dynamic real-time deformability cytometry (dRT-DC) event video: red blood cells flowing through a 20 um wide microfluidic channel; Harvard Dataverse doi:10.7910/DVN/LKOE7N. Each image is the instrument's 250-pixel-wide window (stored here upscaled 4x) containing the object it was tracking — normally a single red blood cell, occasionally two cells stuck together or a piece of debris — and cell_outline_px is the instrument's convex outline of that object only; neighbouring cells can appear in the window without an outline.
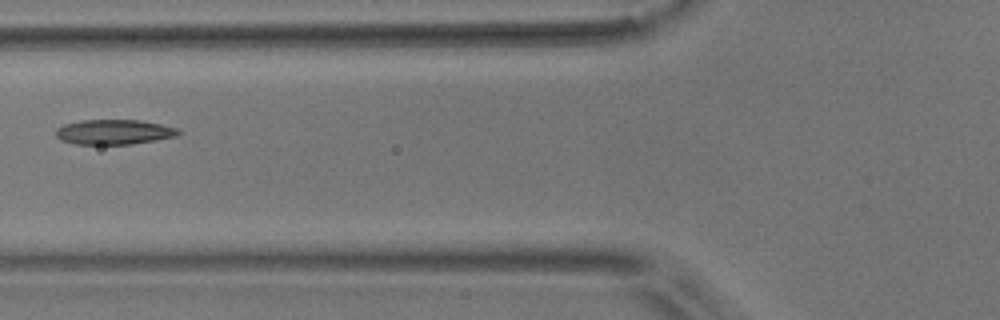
{"species": "common noctule bat (a hibernating species)", "species_latin": "Nyctalus noctula", "temperature_condition": "room temperature", "stored_images_in_passage": 9, "camera_frame_rate_fps": 3000, "um_per_image_px": 0.085, "animal": {"sex": "male", "body_mass_g": 17.9}, "frame": {"image": 1, "passage_image": 6, "time_ms": 7.0, "image_size_px": [1000, 320], "cell_outline_px": [[180, 132], [176, 136], [156, 140], [132, 144], [72, 144], [60, 140], [56, 136], [56, 128], [64, 124], [84, 120], [140, 120], [160, 124], [176, 128]], "centroid_in_image_um": [9.65, 11.22], "position_along_channel_um": 116.2, "area_um2": 17.74}}
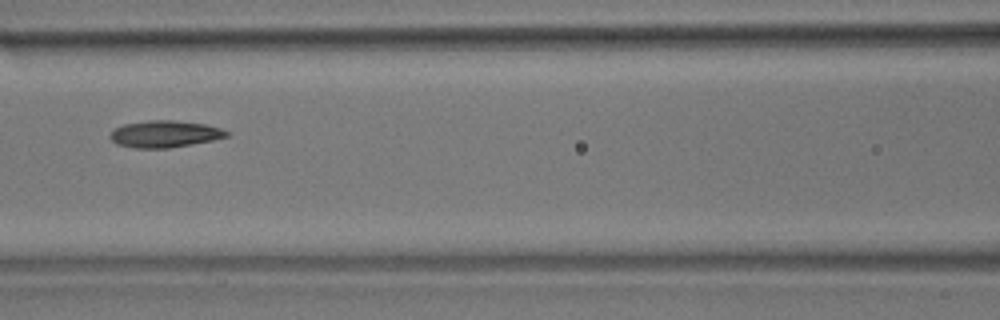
{"frame": {"image": 2, "passage_image": 7, "time_ms": 8.0, "image_size_px": [1000, 320], "cell_outline_px": [[228, 136], [212, 140], [192, 144], [168, 148], [136, 148], [116, 144], [108, 136], [116, 128], [124, 124], [148, 120], [172, 120], [204, 124], [220, 128], [228, 132]], "centroid_in_image_um": [13.98, 11.39], "position_along_channel_um": 152.6, "area_um2": 18.03}}